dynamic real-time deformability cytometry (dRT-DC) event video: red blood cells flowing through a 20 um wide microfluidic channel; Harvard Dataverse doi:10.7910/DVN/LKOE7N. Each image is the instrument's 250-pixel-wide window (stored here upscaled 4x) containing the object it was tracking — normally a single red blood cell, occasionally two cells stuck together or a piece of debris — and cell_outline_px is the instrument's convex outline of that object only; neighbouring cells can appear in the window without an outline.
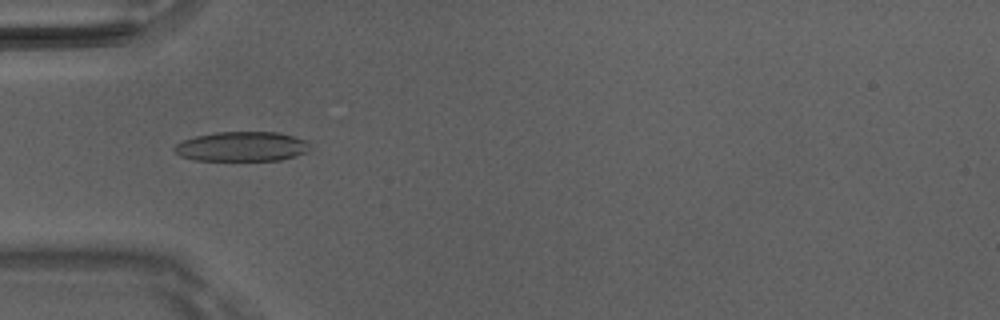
{"species": "Egyptian fruit bat (a non-hibernating species)", "species_latin": "Rousettus aegyptiacus", "temperature_condition": "room temperature", "stored_images_in_passage": 49, "camera_frame_rate_fps": 3000, "um_per_image_px": 0.085, "animal": {"sex": "male"}, "frame": {"image": 1, "passage_image": 15, "time_ms": 4.667, "image_size_px": [1000, 320], "cell_outline_px": [[312, 148], [308, 152], [280, 160], [192, 160], [180, 156], [172, 148], [176, 144], [184, 140], [196, 136], [216, 132], [280, 132], [304, 140]], "centroid_in_image_um": [20.55, 12.45], "position_along_channel_um": 64.5, "area_um2": 23.41}}
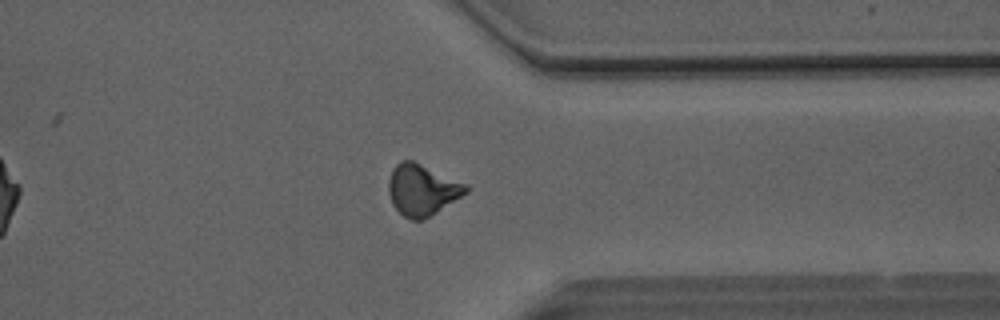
{"frame": {"image": 2, "passage_image": 38, "time_ms": 12.333, "image_size_px": [1000, 320], "cell_outline_px": [[472, 188], [468, 192], [436, 212], [420, 220], [412, 220], [404, 216], [392, 204], [388, 192], [388, 180], [392, 168], [400, 160], [412, 160], [468, 184]], "centroid_in_image_um": [35.88, 16.11], "position_along_channel_um": 375.5, "area_um2": 23.06}}
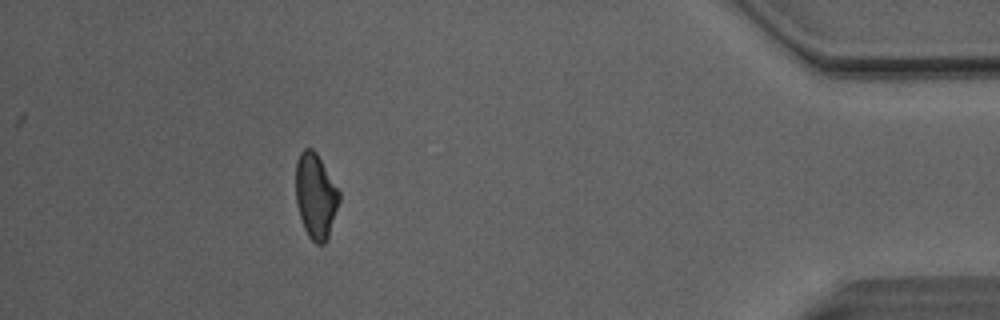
{"frame": {"image": 3, "passage_image": 44, "time_ms": 14.333, "image_size_px": [1000, 320], "cell_outline_px": [[340, 200], [328, 236], [324, 244], [316, 244], [308, 236], [304, 228], [296, 204], [296, 160], [300, 152], [304, 148], [312, 148], [316, 152], [340, 192]], "centroid_in_image_um": [26.82, 16.64], "position_along_channel_um": 408.4, "area_um2": 21.44}, "authors_computed_cell_mechanics": {"area_um2": 22.5998, "velocity_mm_per_s": 4.1228, "shape_relaxation_time_tau1_ms": 8.3389, "shape_relaxation_time_tau2_ms": 2.7652, "deformation_change_tau1": 0.1886, "deformation_change_tau2": 0.1148}}